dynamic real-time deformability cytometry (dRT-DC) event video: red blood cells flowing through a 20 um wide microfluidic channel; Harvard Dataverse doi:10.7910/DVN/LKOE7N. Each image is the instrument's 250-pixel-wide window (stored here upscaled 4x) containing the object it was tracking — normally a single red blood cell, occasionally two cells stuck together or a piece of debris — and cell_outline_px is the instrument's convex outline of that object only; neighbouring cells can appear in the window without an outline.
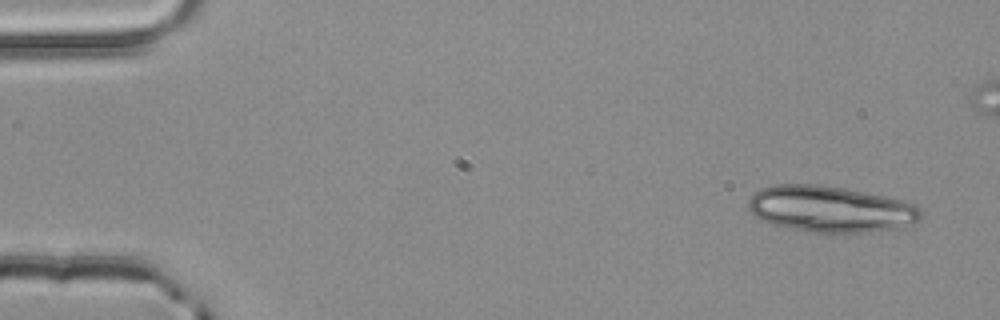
{"species": "common noctule bat (a hibernating species)", "species_latin": "Nyctalus noctula", "temperature_condition": "room temperature", "stored_images_in_passage": 4, "camera_frame_rate_fps": 3000, "um_per_image_px": 0.085, "animal": {"sex": "male", "body_mass_g": 20.4}, "frame": {"image": 1, "passage_image": 1, "time_ms": 0.0, "image_size_px": [1000, 320], "cell_outline_px": [[920, 220], [904, 228], [868, 232], [808, 232], [772, 224], [756, 216], [748, 208], [748, 200], [760, 188], [772, 184], [816, 184], [844, 188], [884, 196], [916, 204], [920, 208]], "centroid_in_image_um": [70.61, 17.77], "position_along_channel_um": 14.4, "area_um2": 46.53}}